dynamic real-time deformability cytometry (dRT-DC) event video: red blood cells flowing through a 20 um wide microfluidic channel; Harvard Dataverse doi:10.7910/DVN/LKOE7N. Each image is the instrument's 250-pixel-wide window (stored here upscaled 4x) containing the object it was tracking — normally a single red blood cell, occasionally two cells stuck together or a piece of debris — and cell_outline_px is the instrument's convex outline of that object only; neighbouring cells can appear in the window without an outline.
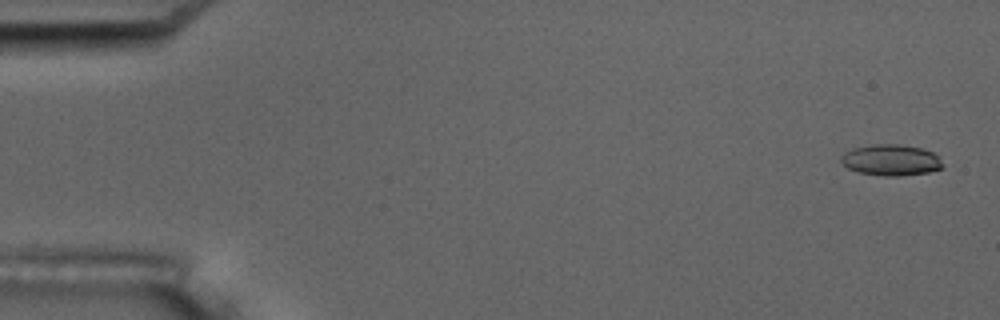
{"species": "common noctule bat (a hibernating species)", "species_latin": "Nyctalus noctula", "temperature_condition": "room temperature", "stored_images_in_passage": 5, "camera_frame_rate_fps": 3000, "um_per_image_px": 0.085, "animal": {"sex": "male", "body_mass_g": 17.5, "forearm_length_mm": 52.3}, "frame": {"image": 1, "passage_image": 1, "time_ms": 0.0, "image_size_px": [1000, 320], "cell_outline_px": [[944, 168], [928, 172], [896, 176], [888, 176], [856, 172], [848, 168], [840, 160], [840, 156], [844, 152], [852, 148], [872, 144], [896, 144], [920, 148], [932, 152], [940, 160]], "centroid_in_image_um": [75.69, 13.6], "position_along_channel_um": 9.3, "area_um2": 18.32}}